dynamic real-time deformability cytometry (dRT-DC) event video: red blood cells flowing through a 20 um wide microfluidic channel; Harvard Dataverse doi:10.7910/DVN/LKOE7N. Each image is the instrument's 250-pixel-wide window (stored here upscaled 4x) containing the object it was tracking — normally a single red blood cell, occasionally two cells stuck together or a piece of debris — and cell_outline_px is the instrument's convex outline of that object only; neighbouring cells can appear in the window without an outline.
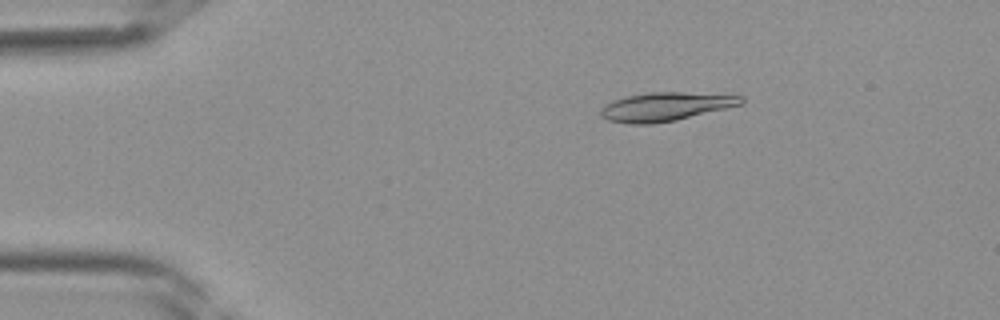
{"species": "Egyptian fruit bat (a non-hibernating species)", "species_latin": "Rousettus aegyptiacus", "temperature_condition": "room temperature", "stored_images_in_passage": 40, "camera_frame_rate_fps": 3000, "um_per_image_px": 0.085, "frame": {"image": 1, "passage_image": 7, "time_ms": 2.0, "image_size_px": [1000, 320], "cell_outline_px": [[744, 104], [676, 120], [652, 124], [628, 124], [608, 120], [600, 116], [600, 108], [604, 104], [612, 100], [628, 96], [648, 92], [684, 92], [744, 96]], "centroid_in_image_um": [56.55, 9.07], "position_along_channel_um": 28.5, "area_um2": 23.58}}
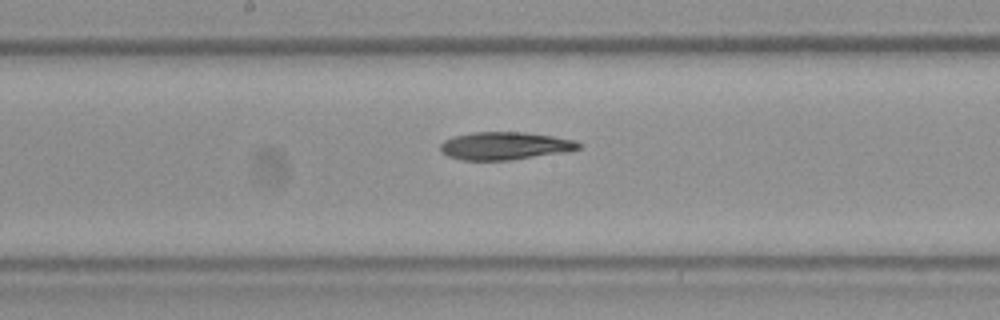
{"frame": {"image": 2, "passage_image": 21, "time_ms": 6.667, "image_size_px": [1000, 320], "cell_outline_px": [[584, 144], [580, 148], [568, 152], [512, 160], [460, 160], [448, 156], [440, 152], [440, 144], [444, 140], [452, 136], [472, 132], [524, 132], [552, 136], [576, 140]], "centroid_in_image_um": [42.93, 12.4], "position_along_channel_um": 205.3, "area_um2": 22.77}}
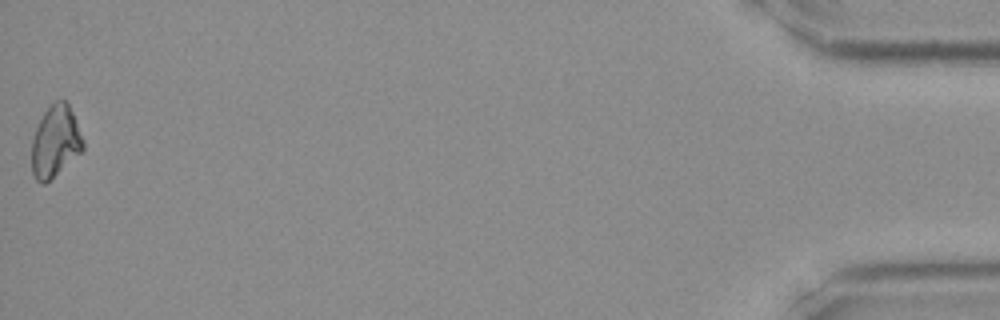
{"frame": {"image": 3, "passage_image": 40, "time_ms": 13.0, "image_size_px": [1000, 320], "cell_outline_px": [[84, 148], [80, 152], [44, 184], [36, 180], [32, 172], [32, 136], [44, 112], [56, 100], [68, 100], [84, 140]], "centroid_in_image_um": [4.7, 11.98], "position_along_channel_um": 430.5, "area_um2": 21.15}}